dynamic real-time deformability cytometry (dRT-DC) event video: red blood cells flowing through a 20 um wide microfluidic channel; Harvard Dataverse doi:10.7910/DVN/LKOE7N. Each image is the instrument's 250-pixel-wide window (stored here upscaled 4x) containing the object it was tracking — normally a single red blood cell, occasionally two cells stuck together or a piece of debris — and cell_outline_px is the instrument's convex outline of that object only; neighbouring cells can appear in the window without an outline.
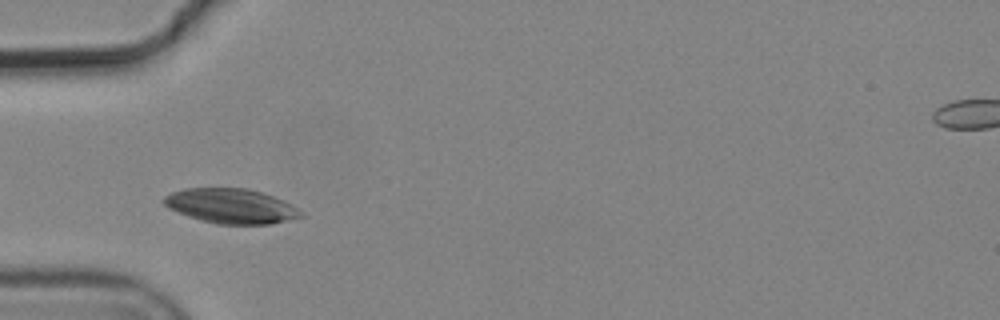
{"species": "common noctule bat (a hibernating species)", "species_latin": "Nyctalus noctula", "temperature_condition": "cold", "stored_images_in_passage": 4, "camera_frame_rate_fps": 3000, "um_per_image_px": 0.085, "animal": {"sex": "male", "body_mass_g": 19.2, "forearm_length_mm": 51.8}, "frame": {"image": 1, "passage_image": 2, "time_ms": 0.333, "image_size_px": [1000, 320], "cell_outline_px": [[304, 216], [288, 220], [268, 224], [216, 224], [200, 220], [176, 212], [168, 208], [164, 204], [164, 196], [172, 192], [184, 188], [244, 188], [260, 192], [284, 200], [292, 204]], "centroid_in_image_um": [19.61, 17.51], "position_along_channel_um": 65.4, "area_um2": 27.63}}
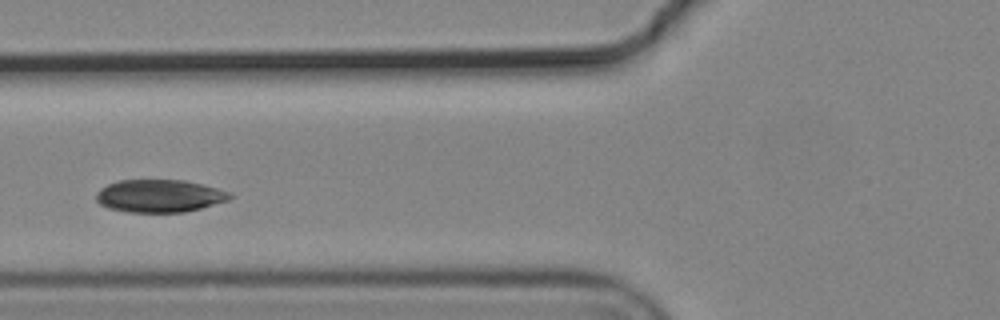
{"frame": {"image": 2, "passage_image": 3, "time_ms": 0.667, "image_size_px": [1000, 320], "cell_outline_px": [[232, 196], [228, 200], [200, 208], [184, 212], [128, 212], [108, 208], [100, 204], [96, 200], [96, 192], [100, 188], [108, 184], [120, 180], [184, 180], [216, 188], [228, 192]], "centroid_in_image_um": [13.5, 16.65], "position_along_channel_um": 112.3, "area_um2": 25.26}}
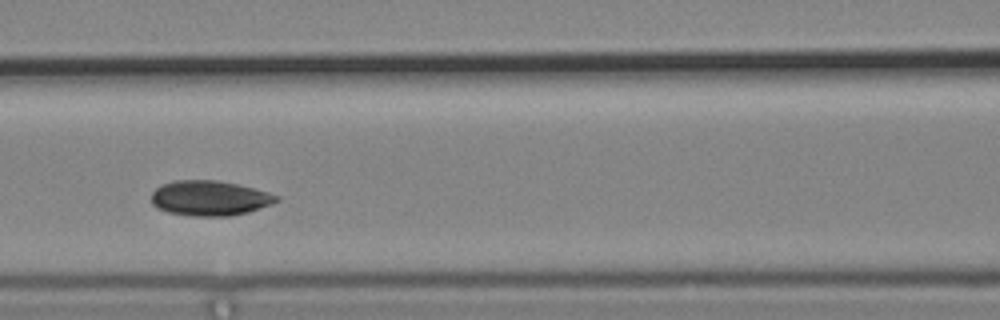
{"frame": {"image": 3, "passage_image": 4, "time_ms": 1.0, "image_size_px": [1000, 320], "cell_outline_px": [[280, 200], [272, 204], [248, 212], [232, 216], [188, 216], [168, 212], [156, 208], [152, 204], [152, 192], [160, 184], [172, 180], [216, 180], [236, 184], [268, 192], [280, 196]], "centroid_in_image_um": [17.8, 16.85], "position_along_channel_um": 148.8, "area_um2": 25.78}}